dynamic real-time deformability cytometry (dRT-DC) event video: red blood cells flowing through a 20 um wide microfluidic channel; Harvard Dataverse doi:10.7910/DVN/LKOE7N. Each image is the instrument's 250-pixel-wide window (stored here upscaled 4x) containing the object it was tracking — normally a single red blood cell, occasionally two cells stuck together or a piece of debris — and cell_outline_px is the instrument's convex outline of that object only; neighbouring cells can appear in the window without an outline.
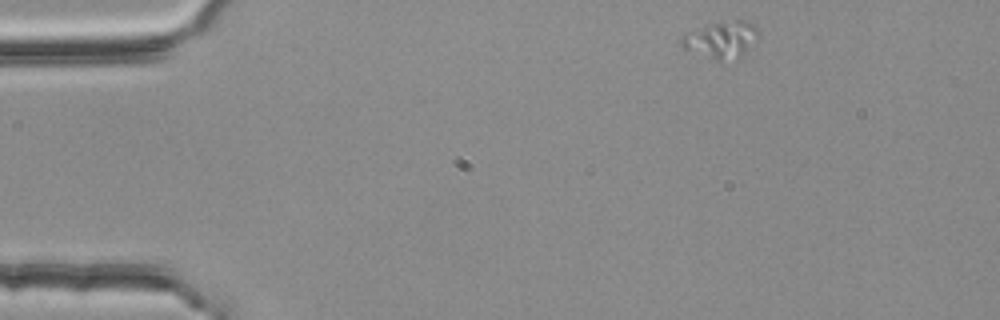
{"species": "common noctule bat (a hibernating species)", "species_latin": "Nyctalus noctula", "temperature_condition": "room temperature", "stored_images_in_passage": 38, "camera_frame_rate_fps": 3000, "um_per_image_px": 0.085, "animal": {"sex": "female", "body_mass_g": 25.1}, "frame": {"image": 1, "passage_image": 1, "time_ms": 0.0, "image_size_px": [1000, 320], "cell_outline_px": [[760, 36], [740, 60], [716, 60], [684, 48], [680, 44], [680, 36], [684, 32], [692, 28], [736, 20], [744, 20], [756, 24], [760, 32]], "centroid_in_image_um": [61.35, 3.37], "position_along_channel_um": 23.7, "area_um2": 16.94}}